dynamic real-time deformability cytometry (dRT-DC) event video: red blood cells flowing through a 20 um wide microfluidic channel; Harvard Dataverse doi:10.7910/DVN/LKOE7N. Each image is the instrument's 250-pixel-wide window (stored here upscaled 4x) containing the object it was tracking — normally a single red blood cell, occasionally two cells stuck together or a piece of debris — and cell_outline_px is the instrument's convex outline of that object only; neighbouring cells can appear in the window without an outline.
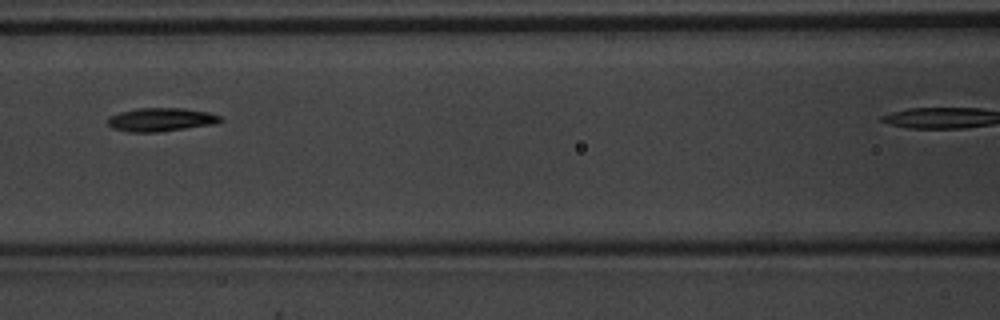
{"species": "common noctule bat (a hibernating species)", "species_latin": "Nyctalus noctula", "temperature_condition": "warm", "stored_images_in_passage": 4, "segment_of_instrument_passage": [1, 2], "camera_frame_rate_fps": 3000, "um_per_image_px": 0.085, "animal": {"sex": "male", "body_mass_g": 20.1, "forearm_length_mm": 53.5}, "frame": {"image": 1, "passage_image": 3, "time_ms": 0.667, "image_size_px": [1000, 320], "cell_outline_px": [[224, 120], [212, 124], [160, 132], [128, 132], [112, 128], [108, 124], [108, 120], [112, 116], [120, 112], [136, 108], [184, 108], [208, 112], [220, 116]], "centroid_in_image_um": [13.68, 10.17], "position_along_channel_um": 152.9, "area_um2": 15.32}}